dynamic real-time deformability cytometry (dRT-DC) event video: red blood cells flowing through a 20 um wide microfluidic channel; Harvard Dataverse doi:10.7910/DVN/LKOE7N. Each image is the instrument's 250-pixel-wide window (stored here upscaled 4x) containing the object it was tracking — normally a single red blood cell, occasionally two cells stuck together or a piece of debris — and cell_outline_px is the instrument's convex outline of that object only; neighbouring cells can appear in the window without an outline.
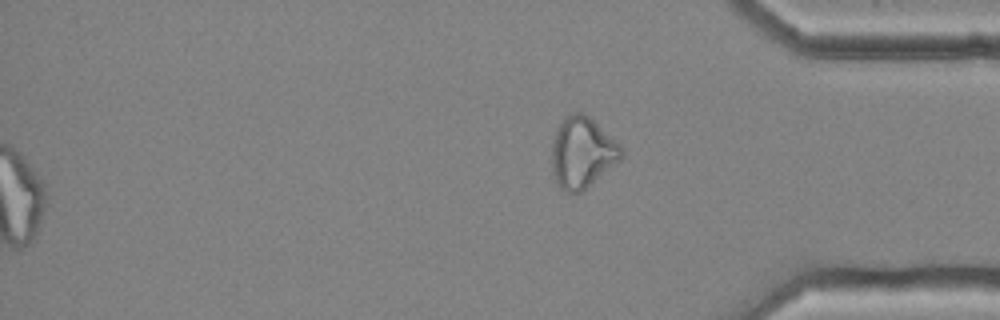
{"species": "common noctule bat (a hibernating species)", "species_latin": "Nyctalus noctula", "temperature_condition": "cold", "stored_images_in_passage": 57, "segment_of_instrument_passage": [2, 2], "camera_frame_rate_fps": 3000, "um_per_image_px": 0.085, "animal": {"sex": "female", "body_mass_g": 25.1}, "frame": {"image": 1, "passage_image": 57, "time_ms": 18.667, "image_size_px": [1000, 320], "cell_outline_px": [[624, 156], [620, 160], [580, 192], [568, 192], [560, 188], [556, 180], [552, 168], [552, 140], [556, 128], [568, 116], [576, 112], [584, 112], [620, 144], [624, 152]], "centroid_in_image_um": [49.49, 12.95], "position_along_channel_um": 385.7, "area_um2": 28.32}}